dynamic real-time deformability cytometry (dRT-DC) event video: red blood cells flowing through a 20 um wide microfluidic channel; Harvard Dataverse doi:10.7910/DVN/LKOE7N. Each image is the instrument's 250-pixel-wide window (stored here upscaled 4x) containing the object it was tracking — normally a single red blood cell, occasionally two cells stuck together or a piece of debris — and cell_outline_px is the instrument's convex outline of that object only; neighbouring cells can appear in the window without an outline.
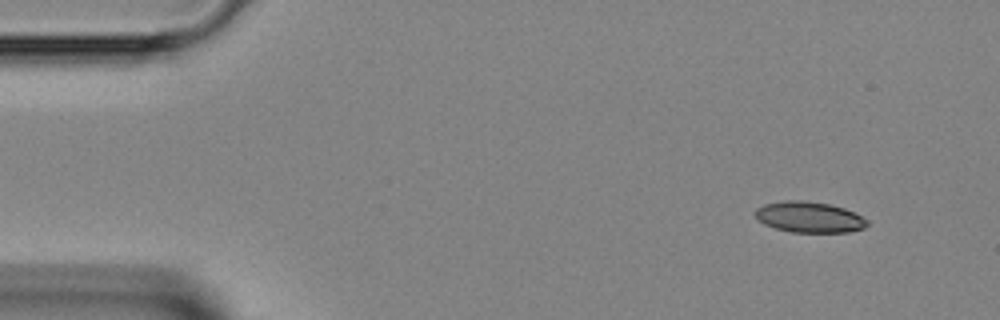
{"species": "Egyptian fruit bat (a non-hibernating species)", "species_latin": "Rousettus aegyptiacus", "temperature_condition": "room temperature", "stored_images_in_passage": 42, "camera_frame_rate_fps": 3000, "um_per_image_px": 0.085, "animal": {"sex": "female"}, "frame": {"image": 1, "passage_image": 1, "time_ms": 0.0, "image_size_px": [1000, 320], "cell_outline_px": [[868, 224], [864, 228], [848, 232], [792, 232], [776, 228], [764, 224], [756, 216], [756, 208], [764, 204], [784, 200], [800, 200], [828, 204], [844, 208], [868, 220]], "centroid_in_image_um": [68.78, 18.45], "position_along_channel_um": 16.2, "area_um2": 19.88}}
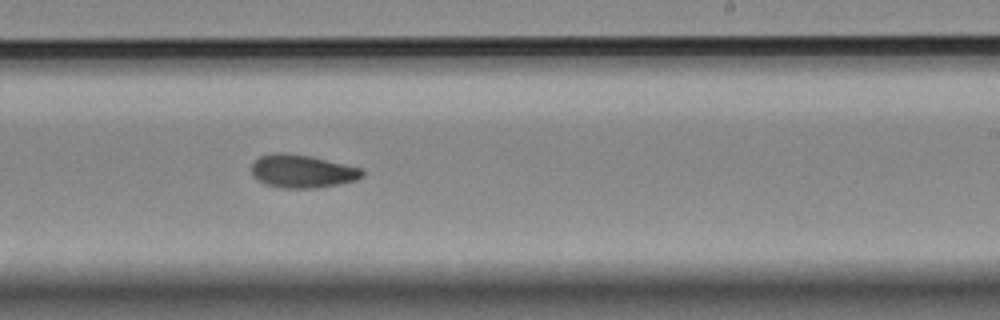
{"frame": {"image": 2, "passage_image": 24, "time_ms": 7.667, "image_size_px": [1000, 320], "cell_outline_px": [[364, 176], [356, 180], [316, 188], [284, 188], [264, 184], [256, 180], [252, 172], [252, 164], [260, 156], [276, 152], [280, 152], [312, 156], [364, 168]], "centroid_in_image_um": [25.71, 14.55], "position_along_channel_um": 263.3, "area_um2": 21.5}}
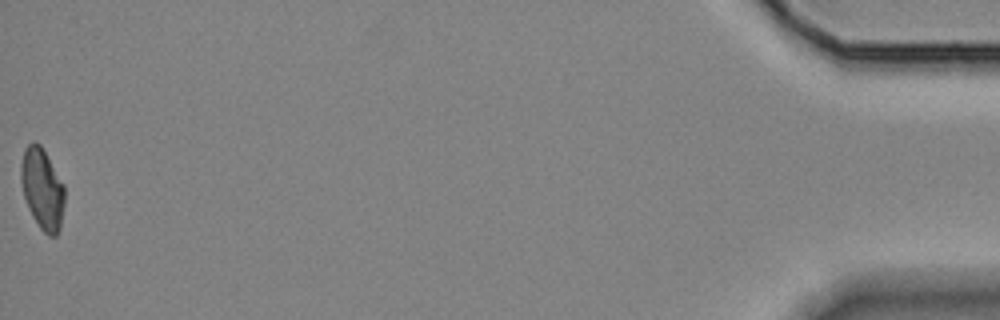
{"frame": {"image": 3, "passage_image": 42, "time_ms": 13.667, "image_size_px": [1000, 320], "cell_outline_px": [[64, 204], [60, 228], [56, 236], [48, 236], [40, 228], [32, 216], [28, 208], [24, 196], [20, 180], [20, 164], [24, 148], [28, 144], [40, 144], [64, 184]], "centroid_in_image_um": [3.58, 16.07], "position_along_channel_um": 431.6, "area_um2": 20.58}}